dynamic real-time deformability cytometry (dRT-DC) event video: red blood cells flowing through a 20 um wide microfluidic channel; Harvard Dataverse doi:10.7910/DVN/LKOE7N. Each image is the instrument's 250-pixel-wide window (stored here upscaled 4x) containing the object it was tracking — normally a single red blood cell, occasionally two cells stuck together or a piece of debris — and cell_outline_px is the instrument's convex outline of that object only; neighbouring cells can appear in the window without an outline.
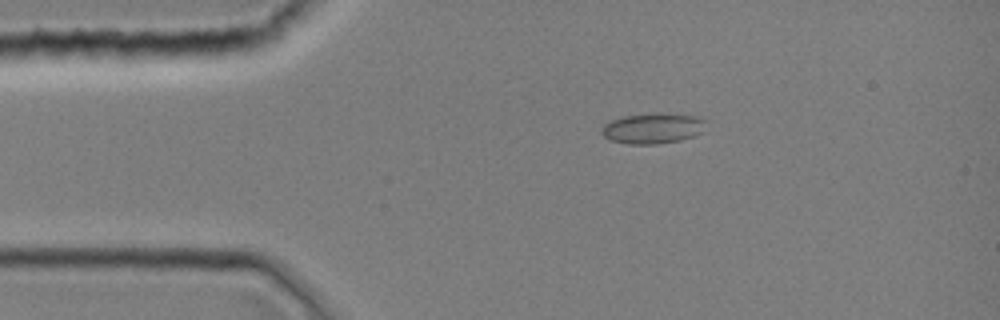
{"species": "common noctule bat (a hibernating species)", "species_latin": "Nyctalus noctula", "temperature_condition": "room temperature", "stored_images_in_passage": 1, "camera_frame_rate_fps": 3000, "um_per_image_px": 0.085, "animal": {"sex": "female", "body_mass_g": 19.0, "forearm_length_mm": 51.5}, "frame": {"image": 1, "passage_image": 1, "time_ms": 0.0, "image_size_px": [1000, 320], "cell_outline_px": [[708, 120], [700, 132], [692, 136], [680, 140], [656, 144], [628, 144], [612, 140], [604, 136], [600, 132], [604, 124], [608, 120], [624, 116], [656, 112], [660, 112], [700, 116]], "centroid_in_image_um": [55.49, 10.88], "position_along_channel_um": 29.5, "area_um2": 18.79}}